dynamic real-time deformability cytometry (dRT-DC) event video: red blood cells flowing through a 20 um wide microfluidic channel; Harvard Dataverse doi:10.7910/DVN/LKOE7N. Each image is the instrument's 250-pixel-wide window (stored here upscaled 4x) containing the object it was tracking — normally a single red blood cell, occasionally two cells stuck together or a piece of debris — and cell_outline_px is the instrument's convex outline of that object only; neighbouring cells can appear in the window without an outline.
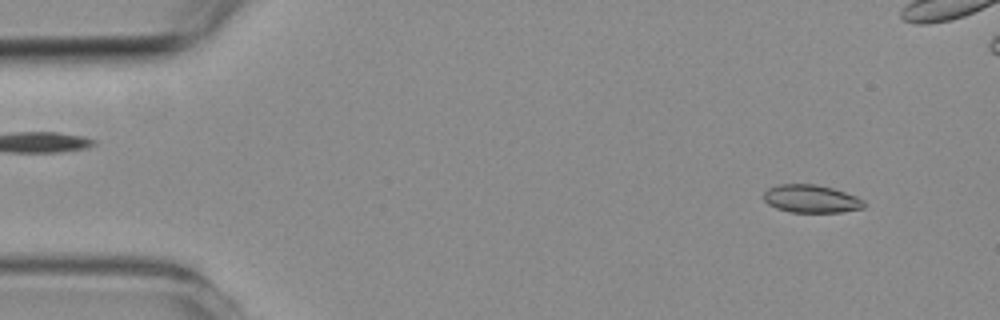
{"species": "common noctule bat (a hibernating species)", "species_latin": "Nyctalus noctula", "temperature_condition": "room temperature", "stored_images_in_passage": 4, "camera_frame_rate_fps": 3000, "um_per_image_px": 0.085, "animal": {"sex": "female", "body_mass_g": 19.3, "forearm_length_mm": 54.1}, "frame": {"image": 1, "passage_image": 1, "time_ms": 0.0, "image_size_px": [1000, 320], "cell_outline_px": [[864, 208], [840, 212], [792, 212], [776, 208], [768, 204], [764, 200], [764, 192], [768, 188], [776, 184], [816, 184], [832, 188], [856, 196], [864, 200]], "centroid_in_image_um": [68.93, 16.89], "position_along_channel_um": 16.1, "area_um2": 16.3}}